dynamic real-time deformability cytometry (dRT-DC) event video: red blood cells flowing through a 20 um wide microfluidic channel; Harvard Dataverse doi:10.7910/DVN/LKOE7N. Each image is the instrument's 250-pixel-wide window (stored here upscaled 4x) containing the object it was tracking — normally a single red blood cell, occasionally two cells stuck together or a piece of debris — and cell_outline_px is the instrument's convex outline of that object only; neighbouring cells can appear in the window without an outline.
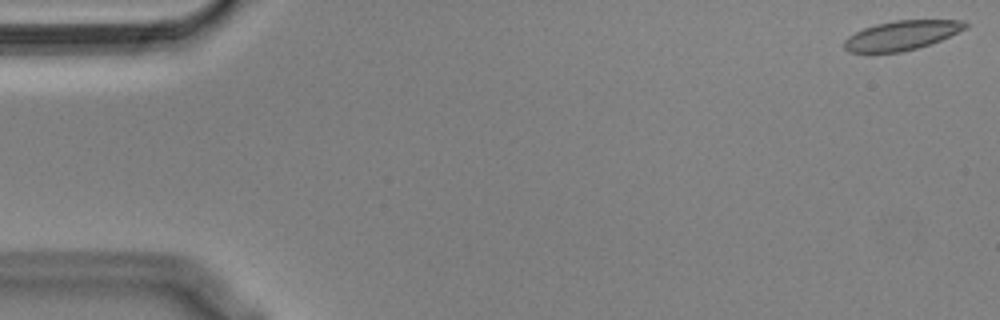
{"species": "Egyptian fruit bat (a non-hibernating species)", "species_latin": "Rousettus aegyptiacus", "temperature_condition": "cold", "stored_images_in_passage": 55, "camera_frame_rate_fps": 3000, "um_per_image_px": 0.085, "animal": {"sex": "male"}, "frame": {"image": 1, "passage_image": 1, "time_ms": 0.0, "image_size_px": [1000, 320], "cell_outline_px": [[968, 28], [940, 40], [916, 48], [900, 52], [848, 52], [844, 48], [844, 40], [848, 36], [864, 28], [876, 24], [896, 20], [964, 20], [968, 24]], "centroid_in_image_um": [76.65, 3.0], "position_along_channel_um": 8.4, "area_um2": 20.58}}
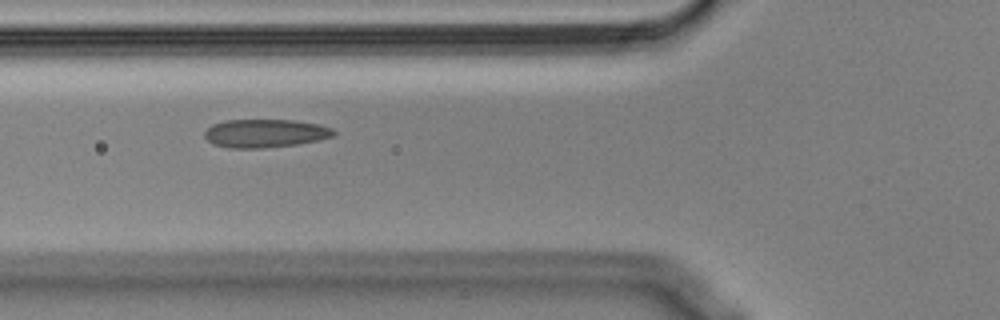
{"frame": {"image": 2, "passage_image": 20, "time_ms": 6.333, "image_size_px": [1000, 320], "cell_outline_px": [[336, 136], [320, 140], [300, 144], [264, 148], [228, 148], [212, 144], [204, 136], [204, 132], [212, 124], [224, 120], [292, 120], [320, 124], [332, 128], [336, 132]], "centroid_in_image_um": [22.57, 11.34], "position_along_channel_um": 103.2, "area_um2": 21.62}}
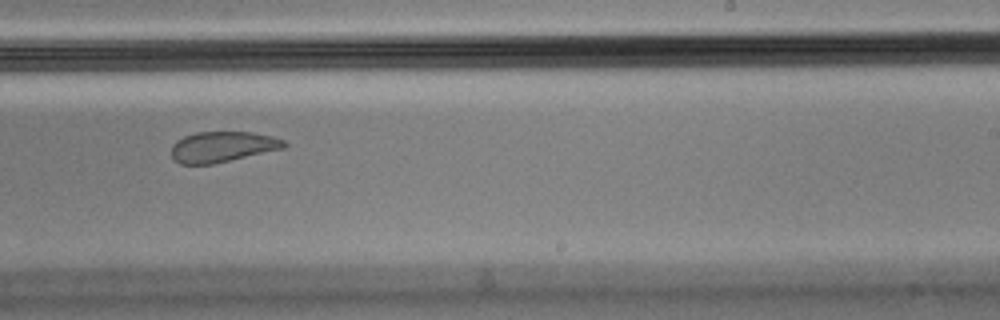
{"frame": {"image": 3, "passage_image": 34, "time_ms": 11.0, "image_size_px": [1000, 320], "cell_outline_px": [[288, 144], [284, 148], [212, 164], [180, 164], [172, 160], [172, 144], [176, 140], [184, 136], [196, 132], [252, 132], [272, 136], [284, 140]], "centroid_in_image_um": [18.88, 12.47], "position_along_channel_um": 270.1, "area_um2": 20.11}, "authors_computed_cell_mechanics": {"area_um2": 21.9062, "velocity_mm_per_s": 3.5728, "shape_relaxation_time_tau1_ms": null, "shape_relaxation_time_tau2_ms": 1.1821, "deformation_change_tau1": null, "deformation_change_tau2": 0.066}}